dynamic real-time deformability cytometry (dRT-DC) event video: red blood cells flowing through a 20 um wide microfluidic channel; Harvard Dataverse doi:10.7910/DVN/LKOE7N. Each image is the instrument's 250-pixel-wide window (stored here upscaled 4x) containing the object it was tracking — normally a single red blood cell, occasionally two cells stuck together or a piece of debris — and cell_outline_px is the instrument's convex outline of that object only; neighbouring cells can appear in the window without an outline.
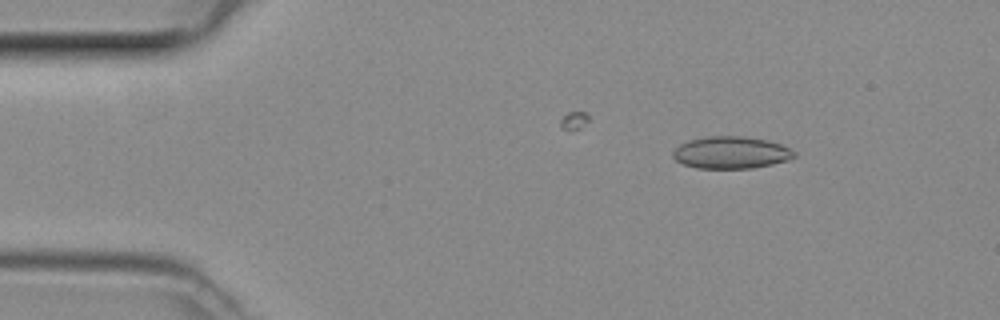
{"species": "common noctule bat (a hibernating species)", "species_latin": "Nyctalus noctula", "temperature_condition": "room temperature", "stored_images_in_passage": 45, "camera_frame_rate_fps": 3000, "um_per_image_px": 0.085, "animal": {"sex": "female", "body_mass_g": 29.2, "forearm_length_mm": 56.3}, "frame": {"image": 1, "passage_image": 6, "time_ms": 1.667, "image_size_px": [1000, 320], "cell_outline_px": [[796, 156], [788, 160], [772, 164], [752, 168], [696, 168], [684, 164], [676, 160], [672, 156], [672, 152], [680, 144], [688, 140], [708, 136], [744, 136], [768, 140], [780, 144], [796, 152]], "centroid_in_image_um": [62.14, 12.96], "position_along_channel_um": 22.9, "area_um2": 22.72}}
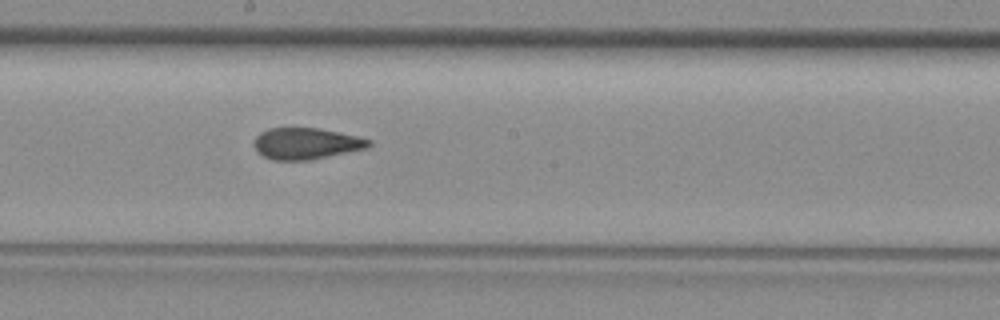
{"frame": {"image": 2, "passage_image": 25, "time_ms": 8.0, "image_size_px": [1000, 320], "cell_outline_px": [[372, 144], [368, 148], [312, 160], [272, 160], [256, 152], [252, 144], [252, 140], [260, 132], [268, 128], [320, 128], [360, 136], [372, 140]], "centroid_in_image_um": [26.02, 12.2], "position_along_channel_um": 222.2, "area_um2": 21.5}}
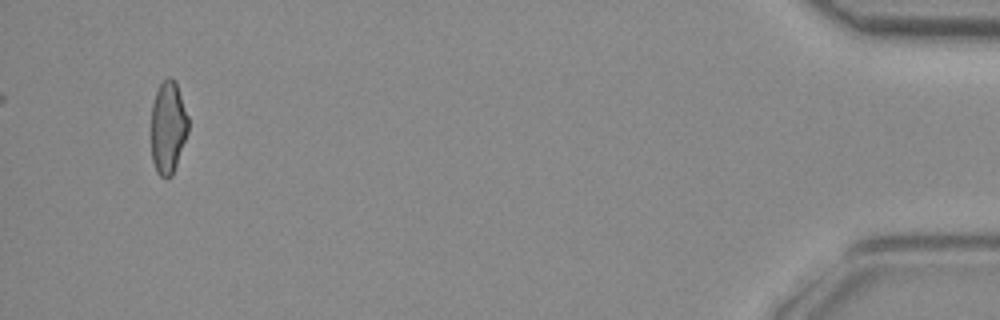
{"frame": {"image": 3, "passage_image": 45, "time_ms": 14.667, "image_size_px": [1000, 320], "cell_outline_px": [[188, 132], [172, 176], [168, 180], [160, 176], [156, 172], [152, 160], [152, 104], [156, 92], [160, 84], [168, 76], [172, 76], [176, 80], [188, 116]], "centroid_in_image_um": [14.29, 10.82], "position_along_channel_um": 420.9, "area_um2": 20.11}}